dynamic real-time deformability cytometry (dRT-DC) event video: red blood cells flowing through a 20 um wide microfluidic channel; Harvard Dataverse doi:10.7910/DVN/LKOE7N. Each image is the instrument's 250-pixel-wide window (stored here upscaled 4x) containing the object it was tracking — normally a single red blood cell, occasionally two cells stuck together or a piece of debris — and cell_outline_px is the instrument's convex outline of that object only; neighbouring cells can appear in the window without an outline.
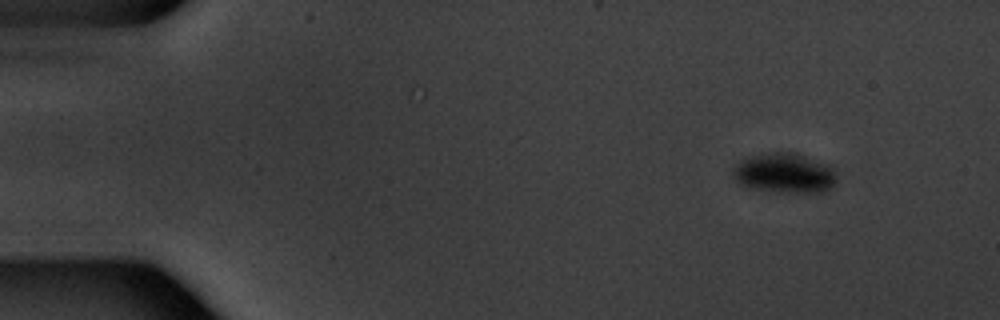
{"species": "common noctule bat (a hibernating species)", "species_latin": "Nyctalus noctula", "temperature_condition": "warm", "stored_images_in_passage": 50, "camera_frame_rate_fps": 3000, "um_per_image_px": 0.085, "animal": {"sex": "male", "body_mass_g": 20.1, "forearm_length_mm": 53.5}, "frame": {"image": 1, "passage_image": 1, "time_ms": 0.0, "image_size_px": [1000, 320], "cell_outline_px": [[836, 180], [824, 192], [780, 192], [748, 188], [740, 184], [732, 176], [732, 168], [740, 160], [752, 156], [776, 152], [792, 152], [836, 164]], "centroid_in_image_um": [66.73, 14.7], "position_along_channel_um": 18.3, "area_um2": 24.57}}
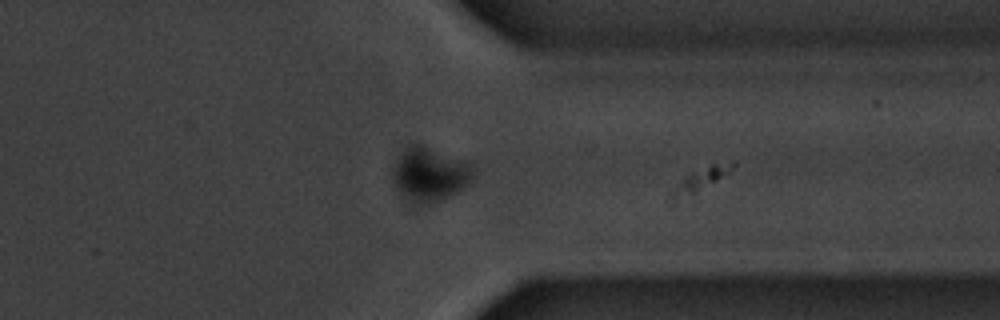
{"frame": {"image": 2, "passage_image": 38, "time_ms": 12.333, "image_size_px": [1000, 320], "cell_outline_px": [[472, 172], [468, 180], [456, 192], [448, 196], [428, 204], [412, 204], [400, 192], [392, 176], [392, 168], [396, 160], [404, 148], [412, 144], [420, 144], [468, 160]], "centroid_in_image_um": [36.46, 14.78], "position_along_channel_um": 374.9, "area_um2": 24.8}}
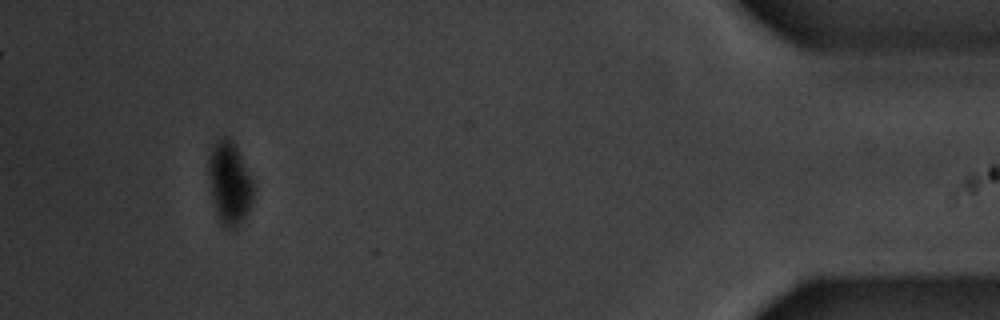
{"frame": {"image": 3, "passage_image": 46, "time_ms": 15.0, "image_size_px": [1000, 320], "cell_outline_px": [[256, 188], [252, 200], [244, 220], [236, 228], [228, 232], [220, 224], [216, 212], [208, 180], [208, 160], [216, 136], [228, 136], [236, 144]], "centroid_in_image_um": [19.51, 15.56], "position_along_channel_um": 415.7, "area_um2": 22.37}, "authors_computed_cell_mechanics": {"area_um2": 25.9522, "velocity_mm_per_s": 3.7523, "shape_relaxation_time_tau1_ms": 2.82, "shape_relaxation_time_tau2_ms": null, "deformation_change_tau1": 0.1174, "deformation_change_tau2": null}}